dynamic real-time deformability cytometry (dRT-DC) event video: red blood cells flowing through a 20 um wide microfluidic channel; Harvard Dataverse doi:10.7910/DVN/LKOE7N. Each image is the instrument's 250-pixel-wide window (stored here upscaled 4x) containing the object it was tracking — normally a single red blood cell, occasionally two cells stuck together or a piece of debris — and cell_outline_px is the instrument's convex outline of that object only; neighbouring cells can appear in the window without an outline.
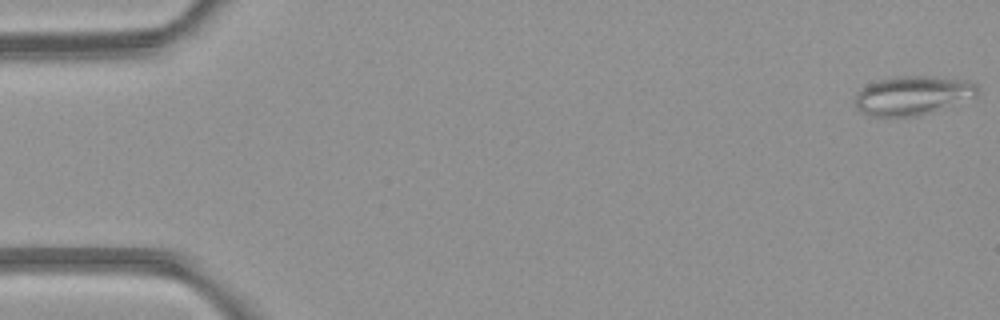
{"species": "common noctule bat (a hibernating species)", "species_latin": "Nyctalus noctula", "temperature_condition": "room temperature", "stored_images_in_passage": 6, "camera_frame_rate_fps": 3000, "um_per_image_px": 0.085, "animal": {"sex": "female", "body_mass_g": 21.9}, "frame": {"image": 1, "passage_image": 1, "time_ms": 0.0, "image_size_px": [1000, 320], "cell_outline_px": [[976, 96], [916, 116], [872, 116], [860, 112], [856, 108], [856, 96], [860, 88], [876, 80], [896, 76], [932, 76], [960, 80], [976, 84]], "centroid_in_image_um": [77.48, 8.1], "position_along_channel_um": 7.5, "area_um2": 27.22}}